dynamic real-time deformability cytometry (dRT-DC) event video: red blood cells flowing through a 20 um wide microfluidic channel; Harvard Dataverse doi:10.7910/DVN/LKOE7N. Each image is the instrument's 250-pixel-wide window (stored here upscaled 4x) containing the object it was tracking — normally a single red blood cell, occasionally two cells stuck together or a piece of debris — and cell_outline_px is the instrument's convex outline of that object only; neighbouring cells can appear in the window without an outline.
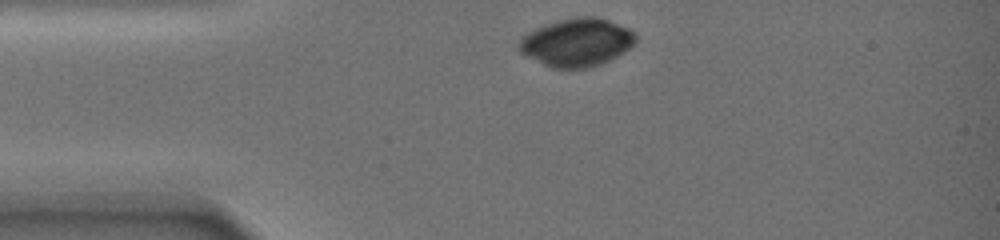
{"species": "common noctule bat (a hibernating species)", "species_latin": "Nyctalus noctula", "temperature_condition": "warm", "stored_images_in_passage": 33, "camera_frame_rate_fps": 3000, "um_per_image_px": 0.085, "animal": {"sex": "female", "body_mass_g": 19.0, "forearm_length_mm": 51.5}, "frame": {"image": 1, "passage_image": 1, "time_ms": 0.0, "image_size_px": [1000, 240], "cell_outline_px": [[636, 44], [624, 52], [600, 64], [584, 68], [552, 68], [520, 52], [520, 40], [528, 32], [544, 24], [556, 20], [580, 16], [592, 16], [608, 20], [628, 28], [636, 32]], "centroid_in_image_um": [49.06, 3.58], "position_along_channel_um": 35.9, "area_um2": 32.43}}
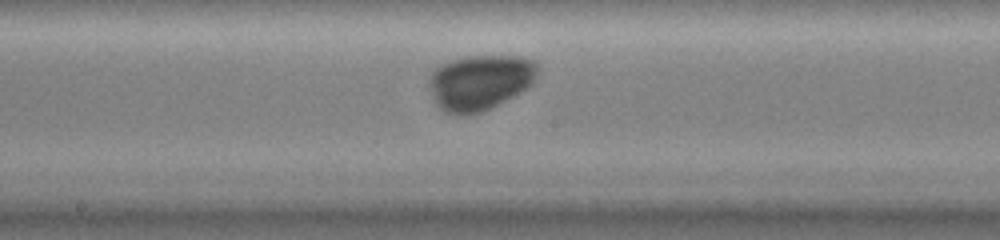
{"frame": {"image": 2, "passage_image": 16, "time_ms": 6.333, "image_size_px": [1000, 240], "cell_outline_px": [[536, 76], [532, 84], [520, 92], [480, 112], [464, 116], [460, 116], [444, 112], [436, 104], [432, 96], [428, 84], [428, 80], [432, 72], [436, 68], [452, 60], [468, 56], [524, 56], [532, 60], [536, 64]], "centroid_in_image_um": [40.76, 7.0], "position_along_channel_um": 207.4, "area_um2": 34.74}}
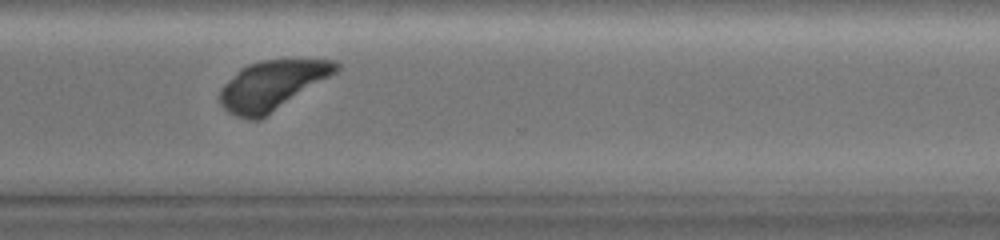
{"frame": {"image": 3, "passage_image": 27, "time_ms": 10.667, "image_size_px": [1000, 240], "cell_outline_px": [[340, 68], [336, 72], [260, 120], [248, 120], [236, 116], [228, 112], [220, 104], [220, 88], [240, 68], [248, 64], [264, 60], [336, 60], [340, 64]], "centroid_in_image_um": [23.09, 7.26], "position_along_channel_um": 347.5, "area_um2": 32.95}}